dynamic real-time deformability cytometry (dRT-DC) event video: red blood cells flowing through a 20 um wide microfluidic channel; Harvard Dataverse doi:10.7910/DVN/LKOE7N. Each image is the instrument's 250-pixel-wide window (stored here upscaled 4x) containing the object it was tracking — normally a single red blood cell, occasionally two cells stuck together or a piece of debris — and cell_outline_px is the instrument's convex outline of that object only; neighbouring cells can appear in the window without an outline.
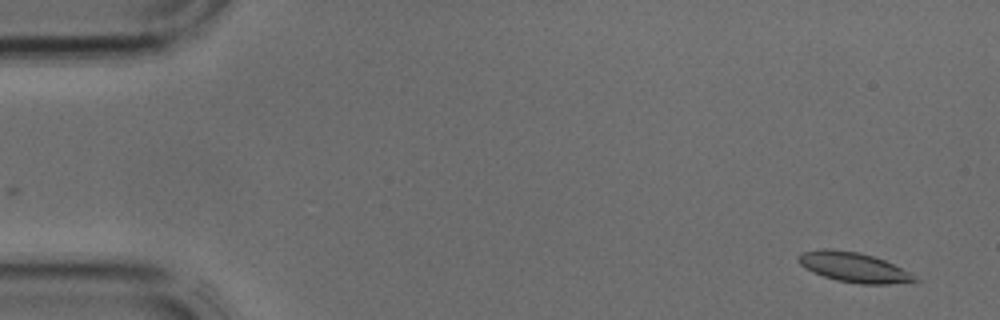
{"species": "common noctule bat (a hibernating species)", "species_latin": "Nyctalus noctula", "temperature_condition": "cold", "stored_images_in_passage": 4, "camera_frame_rate_fps": 3000, "um_per_image_px": 0.085, "animal": {"sex": "male", "body_mass_g": 17.9, "forearm_length_mm": 54.2}, "frame": {"image": 1, "passage_image": 1, "time_ms": 0.0, "image_size_px": [1000, 320], "cell_outline_px": [[920, 280], [888, 284], [860, 284], [836, 280], [812, 272], [800, 264], [800, 256], [804, 252], [820, 248], [828, 248], [860, 252], [884, 260], [916, 276]], "centroid_in_image_um": [72.56, 22.71], "position_along_channel_um": 12.4, "area_um2": 19.88}}
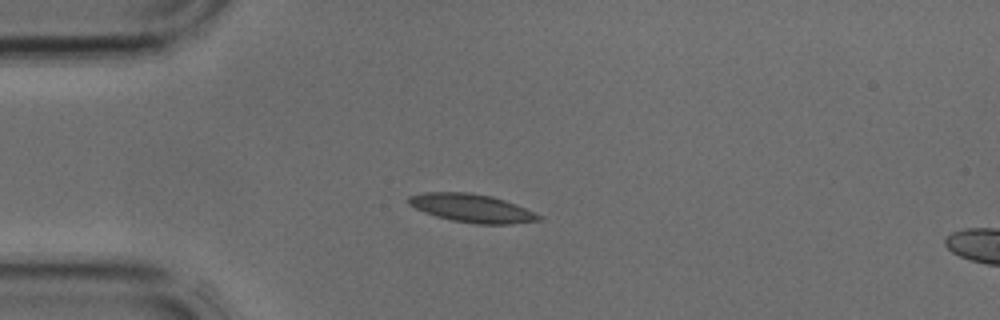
{"frame": {"image": 2, "passage_image": 3, "time_ms": 0.667, "image_size_px": [1000, 320], "cell_outline_px": [[544, 216], [540, 220], [512, 224], [476, 224], [452, 220], [436, 216], [424, 212], [408, 204], [408, 196], [424, 192], [468, 192], [492, 196], [516, 204]], "centroid_in_image_um": [40.12, 17.69], "position_along_channel_um": 44.9, "area_um2": 21.5}}